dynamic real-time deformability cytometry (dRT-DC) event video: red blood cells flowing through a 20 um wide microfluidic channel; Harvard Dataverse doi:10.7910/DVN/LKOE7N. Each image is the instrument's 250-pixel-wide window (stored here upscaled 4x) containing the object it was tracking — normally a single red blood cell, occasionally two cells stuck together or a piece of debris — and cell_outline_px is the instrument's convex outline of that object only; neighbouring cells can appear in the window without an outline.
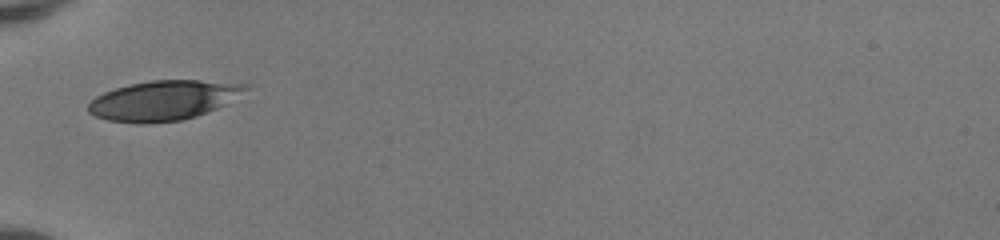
{"species": "human", "species_latin": "Homo sapiens", "temperature_condition": "room temperature", "stored_images_in_passage": 32, "camera_frame_rate_fps": 3000, "um_per_image_px": 0.085, "donor": {"sex": "female"}, "frame": {"image": 1, "passage_image": 1, "time_ms": 0.0, "image_size_px": [1000, 240], "cell_outline_px": [[248, 88], [224, 104], [216, 108], [196, 116], [184, 120], [140, 124], [136, 124], [108, 120], [96, 116], [88, 112], [88, 104], [96, 96], [104, 92], [116, 88], [132, 84], [152, 80], [200, 80], [248, 84]], "centroid_in_image_um": [13.85, 8.54], "position_along_channel_um": 71.1, "area_um2": 36.07}}
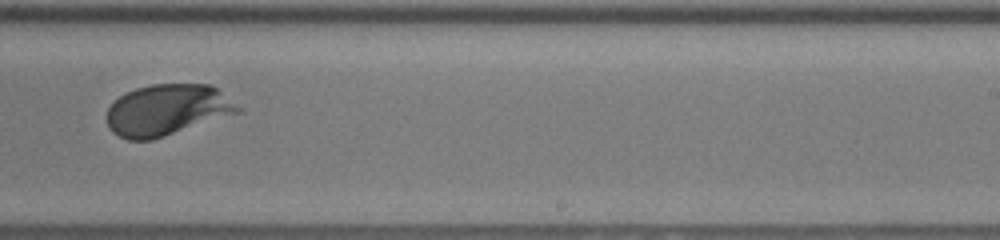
{"frame": {"image": 2, "passage_image": 16, "time_ms": 5.0, "image_size_px": [1000, 240], "cell_outline_px": [[240, 112], [152, 140], [128, 140], [112, 132], [108, 128], [108, 108], [120, 96], [136, 88], [152, 84], [212, 84], [240, 108]], "centroid_in_image_um": [14.19, 9.35], "position_along_channel_um": 274.8, "area_um2": 38.61}}
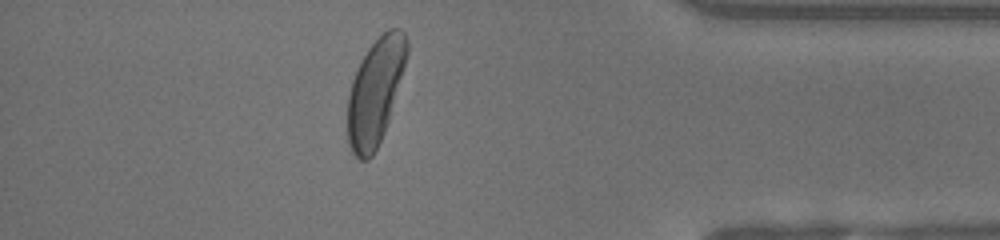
{"frame": {"image": 3, "passage_image": 27, "time_ms": 8.667, "image_size_px": [1000, 240], "cell_outline_px": [[408, 52], [388, 120], [384, 132], [372, 156], [368, 160], [360, 160], [352, 152], [348, 144], [348, 96], [352, 80], [360, 60], [368, 48], [388, 28], [400, 28], [404, 32], [408, 40]], "centroid_in_image_um": [31.89, 7.77], "position_along_channel_um": 403.3, "area_um2": 36.13}, "authors_computed_cell_mechanics": {"area_um2": 37.3966, "velocity_mm_per_s": 4.1443, "shape_relaxation_time_tau1_ms": 2.0421, "shape_relaxation_time_tau2_ms": null, "deformation_change_tau1": 0.1302, "deformation_change_tau2": null}}